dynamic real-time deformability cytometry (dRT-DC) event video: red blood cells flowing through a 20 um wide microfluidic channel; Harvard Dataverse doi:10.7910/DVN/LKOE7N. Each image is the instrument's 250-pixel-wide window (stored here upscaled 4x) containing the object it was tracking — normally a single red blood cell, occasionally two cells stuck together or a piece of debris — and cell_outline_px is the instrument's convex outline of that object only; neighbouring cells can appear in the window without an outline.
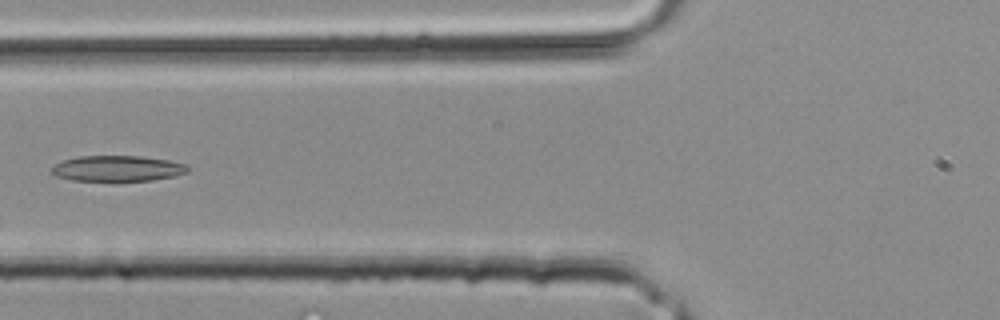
{"species": "common noctule bat (a hibernating species)", "species_latin": "Nyctalus noctula", "temperature_condition": "room temperature", "stored_images_in_passage": 28, "camera_frame_rate_fps": 3000, "um_per_image_px": 0.085, "animal": {"sex": "male", "body_mass_g": 20.4}, "frame": {"image": 1, "passage_image": 9, "time_ms": 2.667, "image_size_px": [1000, 320], "cell_outline_px": [[188, 172], [176, 176], [152, 180], [72, 180], [56, 176], [52, 172], [52, 168], [56, 164], [64, 160], [80, 156], [140, 156], [168, 160], [188, 164]], "centroid_in_image_um": [10.03, 14.31], "position_along_channel_um": 115.8, "area_um2": 20.17}}
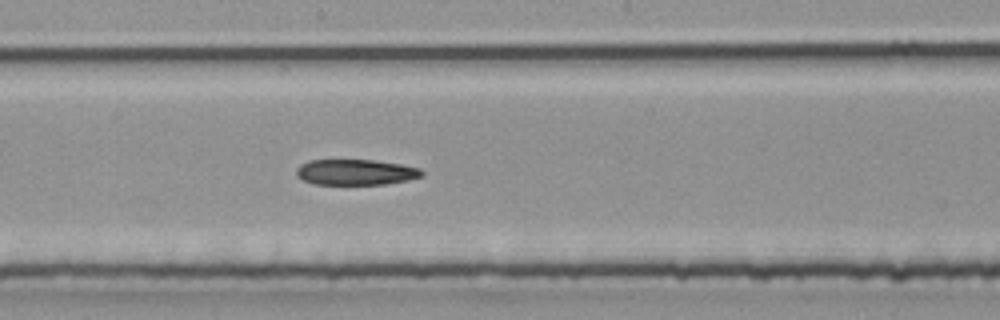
{"frame": {"image": 2, "passage_image": 14, "time_ms": 4.333, "image_size_px": [1000, 320], "cell_outline_px": [[424, 176], [408, 180], [384, 184], [316, 184], [304, 180], [296, 176], [296, 168], [300, 164], [308, 160], [376, 160], [400, 164], [420, 168], [424, 172]], "centroid_in_image_um": [30.24, 14.63], "position_along_channel_um": 218.0, "area_um2": 18.84}}
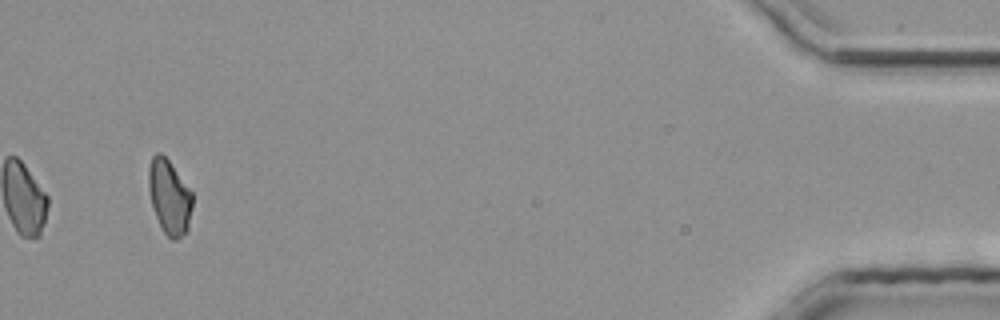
{"frame": {"image": 3, "passage_image": 28, "time_ms": 9.0, "image_size_px": [1000, 320], "cell_outline_px": [[192, 208], [188, 228], [176, 240], [172, 240], [164, 232], [156, 216], [152, 204], [148, 188], [148, 168], [152, 156], [156, 152], [160, 152], [168, 160], [192, 192]], "centroid_in_image_um": [14.38, 16.72], "position_along_channel_um": 420.8, "area_um2": 18.79}}